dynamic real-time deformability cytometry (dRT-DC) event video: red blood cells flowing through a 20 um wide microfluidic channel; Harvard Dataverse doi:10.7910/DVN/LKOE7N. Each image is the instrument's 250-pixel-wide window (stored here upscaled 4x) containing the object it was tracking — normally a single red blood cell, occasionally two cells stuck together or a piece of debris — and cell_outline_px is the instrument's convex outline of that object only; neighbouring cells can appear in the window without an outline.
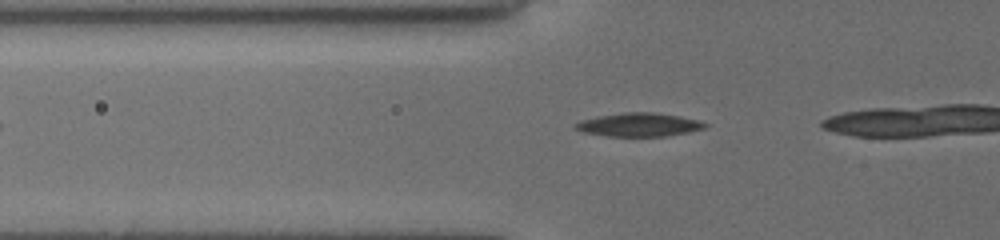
{"species": "common noctule bat (a hibernating species)", "species_latin": "Nyctalus noctula", "temperature_condition": "cold", "stored_images_in_passage": 9, "camera_frame_rate_fps": 3000, "um_per_image_px": 0.085, "animal": {"sex": "female", "body_mass_g": 19.5, "forearm_length_mm": 54.1}, "frame": {"image": 1, "passage_image": 3, "time_ms": 0.667, "image_size_px": [1000, 240], "cell_outline_px": [[708, 124], [704, 128], [688, 132], [664, 136], [608, 136], [584, 132], [576, 128], [572, 124], [580, 120], [600, 116], [624, 112], [652, 112], [676, 116], [696, 120]], "centroid_in_image_um": [54.26, 10.6], "position_along_channel_um": 71.5, "area_um2": 17.4}}
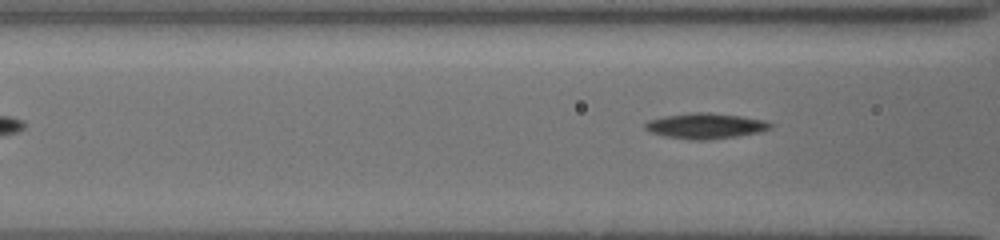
{"frame": {"image": 2, "passage_image": 6, "time_ms": 1.667, "image_size_px": [1000, 240], "cell_outline_px": [[772, 128], [760, 132], [736, 136], [708, 140], [688, 140], [664, 136], [652, 132], [644, 128], [644, 124], [648, 120], [664, 116], [692, 112], [708, 112], [740, 116], [764, 120], [772, 124]], "centroid_in_image_um": [59.95, 10.7], "position_along_channel_um": 106.7, "area_um2": 18.67}}